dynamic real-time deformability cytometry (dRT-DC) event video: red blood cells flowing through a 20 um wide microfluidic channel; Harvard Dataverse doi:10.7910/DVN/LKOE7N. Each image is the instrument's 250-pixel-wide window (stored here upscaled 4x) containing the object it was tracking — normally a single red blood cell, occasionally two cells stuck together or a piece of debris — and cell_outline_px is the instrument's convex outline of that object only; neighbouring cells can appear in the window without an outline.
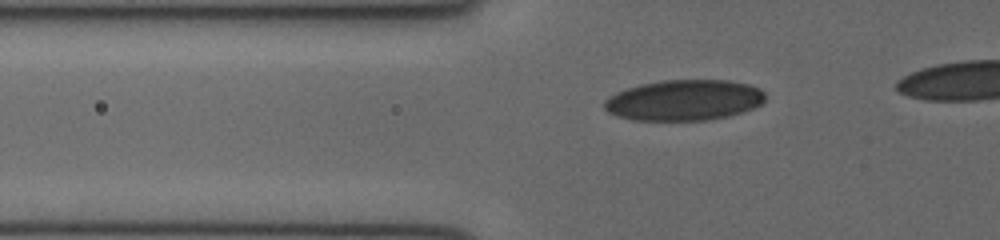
{"species": "human", "species_latin": "Homo sapiens", "temperature_condition": "cold", "stored_images_in_passage": 17, "camera_frame_rate_fps": 3000, "um_per_image_px": 0.085, "donor": {"sex": "female"}, "frame": {"image": 1, "passage_image": 9, "time_ms": 2.667, "image_size_px": [1000, 240], "cell_outline_px": [[764, 100], [760, 104], [752, 108], [728, 116], [708, 120], [636, 120], [620, 116], [608, 112], [604, 108], [604, 100], [608, 96], [616, 92], [640, 84], [664, 80], [728, 80], [748, 84], [760, 88], [764, 92]], "centroid_in_image_um": [58.14, 8.5], "position_along_channel_um": 67.7, "area_um2": 38.03}}
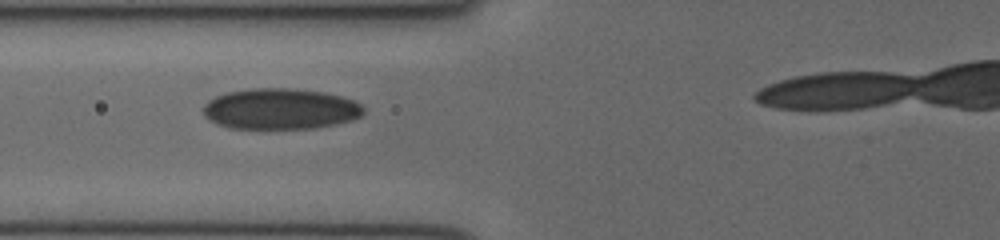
{"frame": {"image": 2, "passage_image": 12, "time_ms": 3.667, "image_size_px": [1000, 240], "cell_outline_px": [[364, 112], [360, 116], [352, 120], [316, 128], [228, 128], [216, 124], [208, 120], [204, 116], [204, 104], [208, 100], [216, 96], [228, 92], [252, 88], [292, 88], [320, 92], [340, 96], [352, 100], [360, 104], [364, 108]], "centroid_in_image_um": [23.79, 9.26], "position_along_channel_um": 102.0, "area_um2": 38.09}}
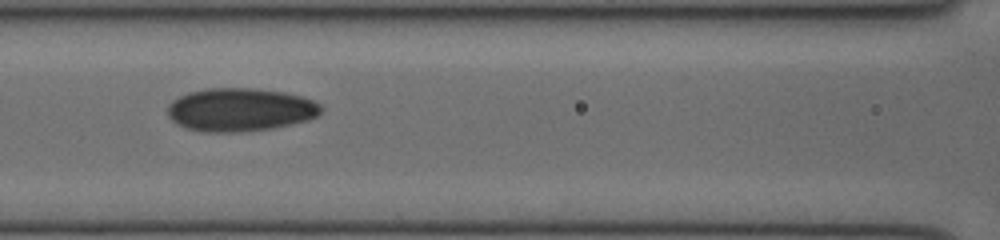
{"frame": {"image": 3, "passage_image": 15, "time_ms": 4.667, "image_size_px": [1000, 240], "cell_outline_px": [[324, 108], [316, 116], [308, 120], [276, 128], [244, 132], [200, 132], [176, 124], [168, 116], [168, 104], [172, 100], [188, 92], [204, 88], [252, 88], [284, 92], [300, 96], [312, 100], [320, 104]], "centroid_in_image_um": [20.4, 9.33], "position_along_channel_um": 146.2, "area_um2": 39.02}}